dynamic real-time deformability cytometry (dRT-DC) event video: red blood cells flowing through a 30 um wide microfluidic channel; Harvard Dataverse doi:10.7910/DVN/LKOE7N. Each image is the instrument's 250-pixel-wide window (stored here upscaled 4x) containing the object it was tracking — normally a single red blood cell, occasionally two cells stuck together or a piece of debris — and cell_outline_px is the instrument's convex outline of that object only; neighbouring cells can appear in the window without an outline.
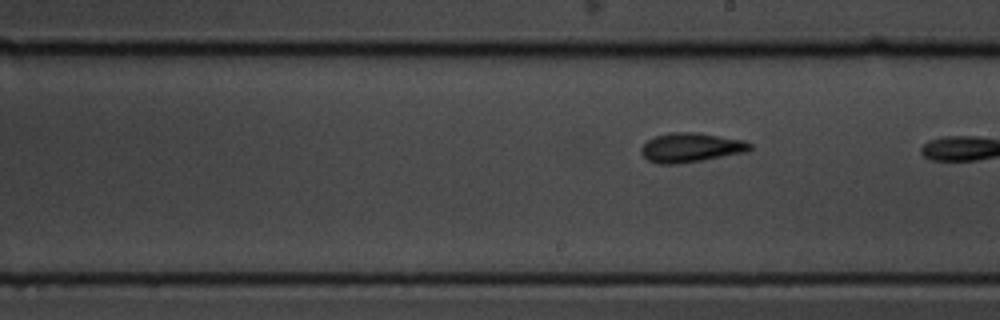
{"species": "common noctule bat (a hibernating species)", "species_latin": "Nyctalus noctula", "temperature_condition": "cold", "stored_images_in_passage": 11, "segment_of_instrument_passage": [2, 2], "camera_frame_rate_fps": 3000, "um_per_image_px": 0.085, "animal": {"sex": "male", "body_mass_g": 19.5, "forearm_length_mm": 54.6}, "frame": {"image": 1, "passage_image": 11, "time_ms": 3.333, "image_size_px": [1000, 320], "cell_outline_px": [[752, 148], [748, 152], [704, 160], [676, 164], [660, 164], [648, 160], [640, 152], [640, 148], [648, 140], [656, 136], [672, 132], [696, 132], [744, 140], [752, 144]], "centroid_in_image_um": [58.75, 12.54], "position_along_channel_um": 230.2, "area_um2": 18.67}}